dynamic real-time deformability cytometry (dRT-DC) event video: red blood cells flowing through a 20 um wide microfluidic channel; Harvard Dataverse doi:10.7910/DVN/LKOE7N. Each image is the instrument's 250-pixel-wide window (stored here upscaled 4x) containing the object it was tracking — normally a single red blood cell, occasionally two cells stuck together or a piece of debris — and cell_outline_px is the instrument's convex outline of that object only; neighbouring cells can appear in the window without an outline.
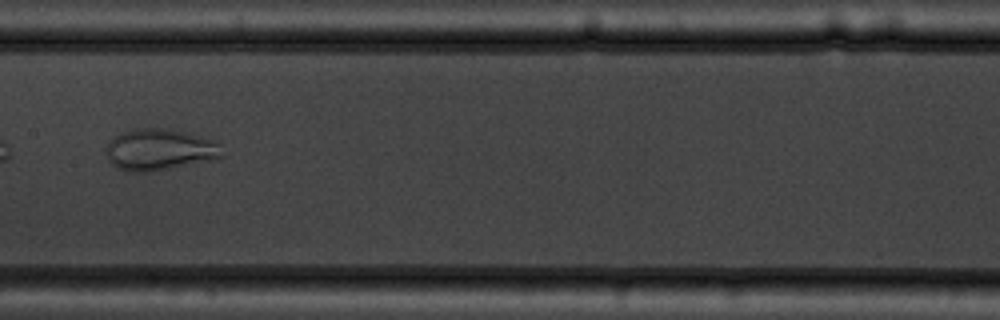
{"species": "common noctule bat (a hibernating species)", "species_latin": "Nyctalus noctula", "temperature_condition": "warm", "stored_images_in_passage": 11, "camera_frame_rate_fps": 3000, "um_per_image_px": 0.085, "animal": {"sex": "male", "body_mass_g": 19.5, "forearm_length_mm": 54.6}, "frame": {"image": 1, "passage_image": 8, "time_ms": 9.0, "image_size_px": [1000, 320], "cell_outline_px": [[220, 156], [212, 160], [152, 172], [128, 172], [116, 168], [108, 160], [104, 152], [104, 148], [120, 132], [136, 128], [168, 128], [184, 132], [212, 140], [216, 144]], "centroid_in_image_um": [13.44, 12.73], "position_along_channel_um": 194.0, "area_um2": 27.86}}
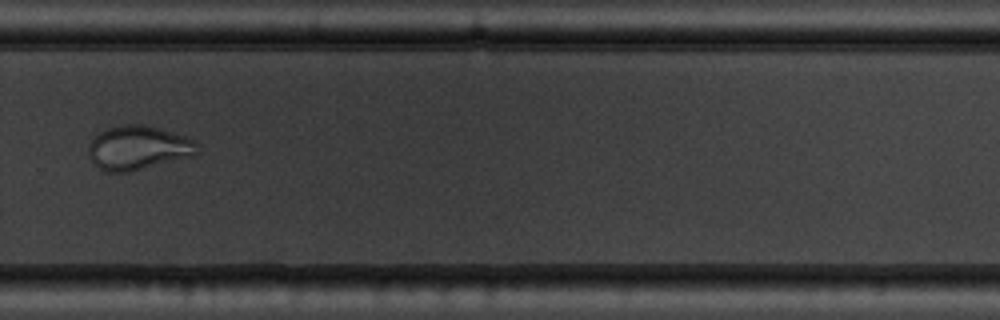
{"frame": {"image": 2, "passage_image": 11, "time_ms": 12.333, "image_size_px": [1000, 320], "cell_outline_px": [[196, 156], [132, 172], [108, 172], [100, 168], [88, 156], [88, 144], [100, 132], [108, 128], [124, 124], [144, 124], [160, 128], [184, 136], [192, 140], [196, 144]], "centroid_in_image_um": [11.75, 12.58], "position_along_channel_um": 318.1, "area_um2": 28.03}}